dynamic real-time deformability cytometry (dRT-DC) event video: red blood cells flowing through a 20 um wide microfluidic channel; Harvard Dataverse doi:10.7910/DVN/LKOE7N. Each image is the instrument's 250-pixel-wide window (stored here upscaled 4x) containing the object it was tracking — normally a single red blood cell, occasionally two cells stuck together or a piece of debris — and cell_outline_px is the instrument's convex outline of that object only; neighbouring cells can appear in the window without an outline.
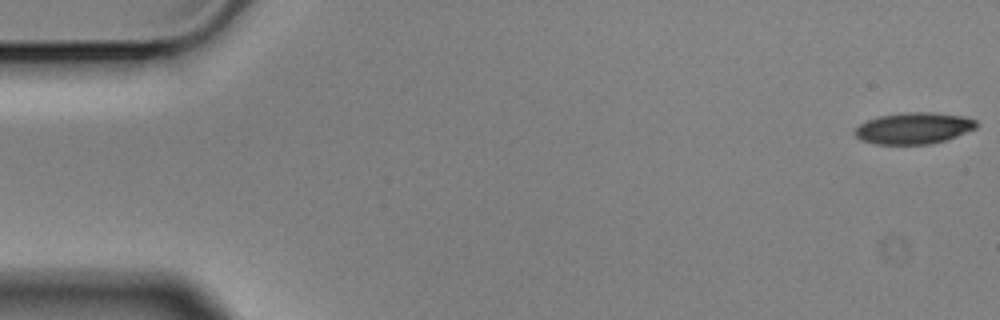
{"species": "Egyptian fruit bat (a non-hibernating species)", "species_latin": "Rousettus aegyptiacus", "temperature_condition": "cold", "stored_images_in_passage": 5, "camera_frame_rate_fps": 3000, "um_per_image_px": 0.085, "animal": {"sex": "male"}, "frame": {"image": 1, "passage_image": 1, "time_ms": 0.0, "image_size_px": [1000, 320], "cell_outline_px": [[980, 124], [976, 128], [956, 136], [944, 140], [928, 144], [876, 144], [860, 140], [852, 132], [860, 124], [868, 120], [880, 116], [908, 112], [932, 112], [964, 116], [976, 120]], "centroid_in_image_um": [77.67, 10.89], "position_along_channel_um": 7.3, "area_um2": 22.2}}
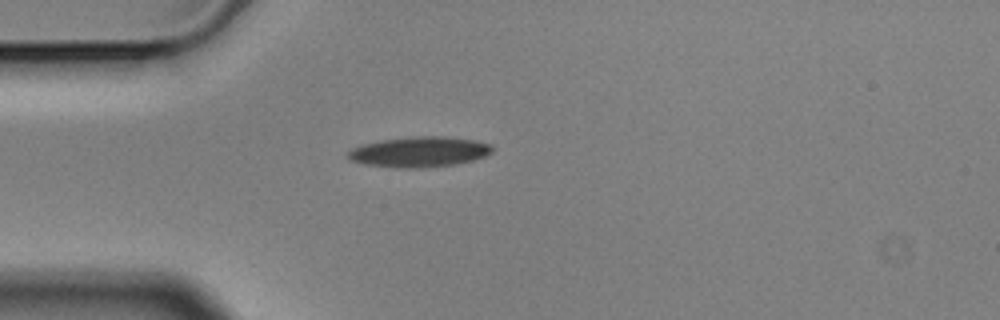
{"frame": {"image": 2, "passage_image": 5, "time_ms": 1.333, "image_size_px": [1000, 320], "cell_outline_px": [[492, 152], [484, 156], [472, 160], [456, 164], [420, 168], [396, 168], [364, 164], [352, 160], [348, 156], [348, 152], [352, 148], [360, 144], [380, 140], [412, 136], [444, 136], [476, 140], [488, 144], [492, 148]], "centroid_in_image_um": [35.61, 12.9], "position_along_channel_um": 49.4, "area_um2": 25.55}}